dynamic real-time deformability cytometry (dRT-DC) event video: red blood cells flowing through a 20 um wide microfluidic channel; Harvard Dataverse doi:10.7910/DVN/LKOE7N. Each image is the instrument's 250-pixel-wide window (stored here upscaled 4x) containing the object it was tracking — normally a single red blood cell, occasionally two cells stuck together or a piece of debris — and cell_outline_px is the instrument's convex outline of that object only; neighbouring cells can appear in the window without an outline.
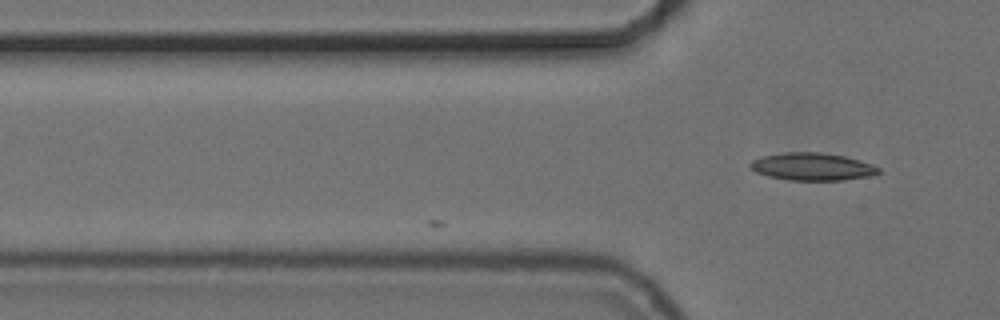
{"species": "common noctule bat (a hibernating species)", "species_latin": "Nyctalus noctula", "temperature_condition": "cold", "stored_images_in_passage": 7, "camera_frame_rate_fps": 3000, "um_per_image_px": 0.085, "animal": {"sex": "female", "body_mass_g": 24.6, "forearm_length_mm": 56.2}, "frame": {"image": 1, "passage_image": 7, "time_ms": 2.0, "image_size_px": [1000, 320], "cell_outline_px": [[880, 172], [876, 176], [844, 180], [788, 180], [768, 176], [756, 172], [748, 164], [752, 160], [764, 156], [784, 152], [820, 152], [844, 156], [872, 164], [880, 168]], "centroid_in_image_um": [69.09, 14.17], "position_along_channel_um": 56.7, "area_um2": 20.69}}